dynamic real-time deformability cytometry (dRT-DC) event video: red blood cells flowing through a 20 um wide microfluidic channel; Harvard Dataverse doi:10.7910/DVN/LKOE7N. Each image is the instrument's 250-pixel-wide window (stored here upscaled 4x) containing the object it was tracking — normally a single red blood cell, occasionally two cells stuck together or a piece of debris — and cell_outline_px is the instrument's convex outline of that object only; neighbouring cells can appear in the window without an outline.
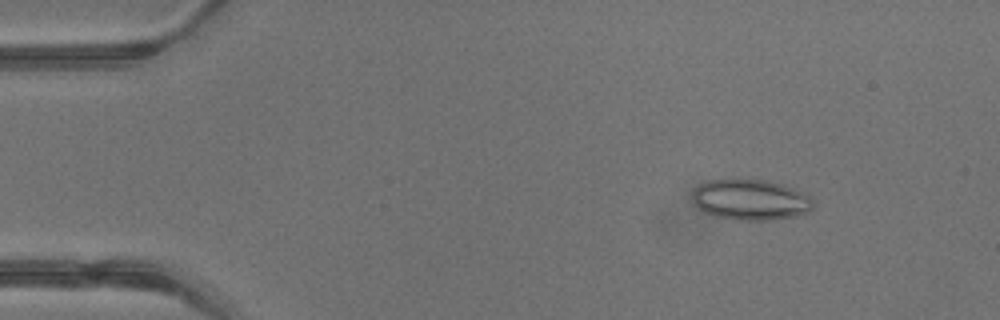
{"species": "common noctule bat (a hibernating species)", "species_latin": "Nyctalus noctula", "temperature_condition": "warm", "stored_images_in_passage": 43, "camera_frame_rate_fps": 3000, "um_per_image_px": 0.085, "animal": {"sex": "male", "body_mass_g": 13.3}, "frame": {"image": 1, "passage_image": 6, "time_ms": 1.667, "image_size_px": [1000, 320], "cell_outline_px": [[812, 208], [808, 212], [796, 216], [772, 220], [736, 220], [716, 216], [704, 212], [692, 204], [692, 192], [700, 184], [708, 180], [732, 176], [768, 180], [784, 184], [808, 196], [812, 200]], "centroid_in_image_um": [63.73, 16.94], "position_along_channel_um": 21.3, "area_um2": 29.48}}
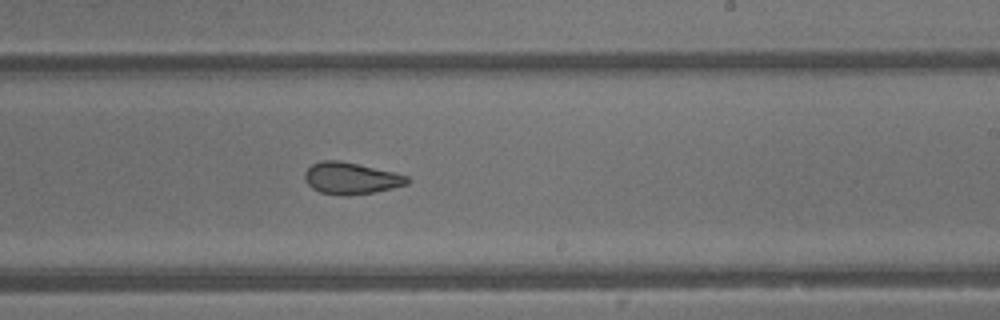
{"frame": {"image": 2, "passage_image": 26, "time_ms": 8.333, "image_size_px": [1000, 320], "cell_outline_px": [[412, 180], [408, 184], [392, 188], [372, 192], [348, 196], [340, 196], [320, 192], [312, 188], [304, 180], [304, 172], [312, 164], [320, 160], [340, 160], [396, 172], [408, 176]], "centroid_in_image_um": [29.84, 15.15], "position_along_channel_um": 259.2, "area_um2": 19.25}}
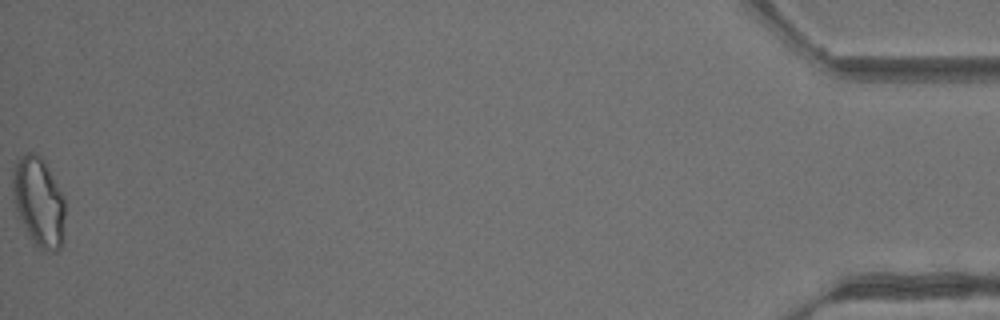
{"frame": {"image": 3, "passage_image": 43, "time_ms": 14.0, "image_size_px": [1000, 320], "cell_outline_px": [[64, 240], [60, 248], [56, 252], [44, 252], [28, 236], [24, 228], [16, 208], [12, 184], [12, 172], [16, 160], [20, 156], [28, 152], [36, 152], [44, 160], [64, 196]], "centroid_in_image_um": [3.31, 17.16], "position_along_channel_um": 431.9, "area_um2": 27.51}, "authors_computed_cell_mechanics": {"area_um2": 22.9466, "velocity_mm_per_s": 4.9035, "shape_relaxation_time_tau1_ms": null, "shape_relaxation_time_tau2_ms": 1.0997, "deformation_change_tau1": null, "deformation_change_tau2": 0.0834}}